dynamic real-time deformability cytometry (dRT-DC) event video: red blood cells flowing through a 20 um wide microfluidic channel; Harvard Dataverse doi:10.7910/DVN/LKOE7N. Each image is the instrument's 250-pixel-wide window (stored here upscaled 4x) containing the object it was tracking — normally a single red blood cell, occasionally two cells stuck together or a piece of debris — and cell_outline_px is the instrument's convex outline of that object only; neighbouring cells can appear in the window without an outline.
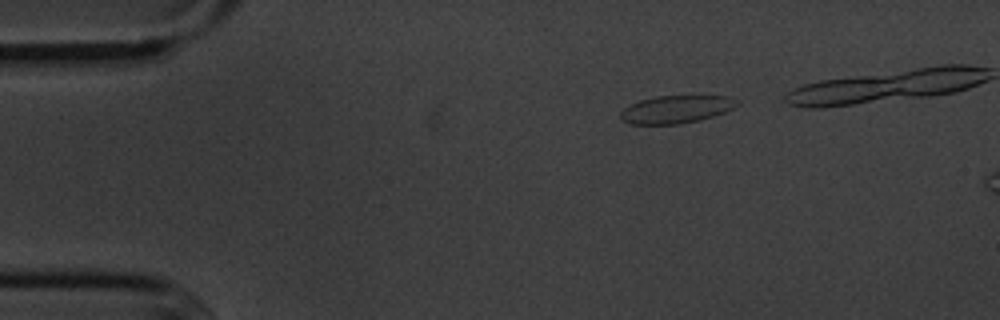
{"species": "common noctule bat (a hibernating species)", "species_latin": "Nyctalus noctula", "temperature_condition": "cold", "stored_images_in_passage": 3, "camera_frame_rate_fps": 3000, "um_per_image_px": 0.085, "animal": {"sex": "male", "body_mass_g": 20.1, "forearm_length_mm": 53.5}, "frame": {"image": 1, "passage_image": 1, "time_ms": 0.0, "image_size_px": [1000, 320], "cell_outline_px": [[740, 104], [724, 112], [700, 120], [676, 124], [632, 124], [620, 120], [620, 112], [624, 108], [640, 100], [656, 96], [732, 96], [740, 100]], "centroid_in_image_um": [57.49, 9.28], "position_along_channel_um": 27.5, "area_um2": 18.84}}